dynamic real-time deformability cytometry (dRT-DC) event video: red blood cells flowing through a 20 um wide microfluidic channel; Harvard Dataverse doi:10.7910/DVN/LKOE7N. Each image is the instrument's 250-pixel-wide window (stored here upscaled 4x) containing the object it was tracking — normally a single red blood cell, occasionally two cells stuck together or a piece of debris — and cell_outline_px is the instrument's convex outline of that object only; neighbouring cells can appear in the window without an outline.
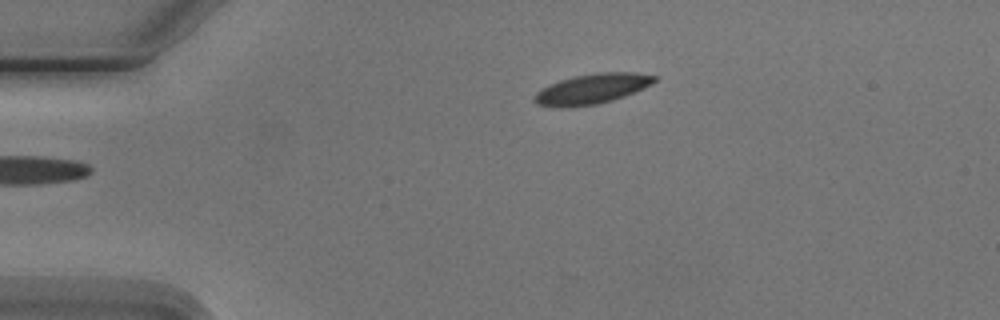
{"species": "Egyptian fruit bat (a non-hibernating species)", "species_latin": "Rousettus aegyptiacus", "temperature_condition": "cold", "stored_images_in_passage": 2, "camera_frame_rate_fps": 3000, "um_per_image_px": 0.085, "animal": {"sex": "male"}, "frame": {"image": 1, "passage_image": 2, "time_ms": 1.333, "image_size_px": [1000, 320], "cell_outline_px": [[656, 80], [652, 84], [644, 88], [624, 96], [612, 100], [596, 104], [560, 108], [556, 108], [536, 104], [532, 100], [532, 96], [540, 88], [548, 84], [560, 80], [576, 76], [596, 72], [636, 72], [656, 76]], "centroid_in_image_um": [50.26, 7.55], "position_along_channel_um": 34.7, "area_um2": 21.27}}